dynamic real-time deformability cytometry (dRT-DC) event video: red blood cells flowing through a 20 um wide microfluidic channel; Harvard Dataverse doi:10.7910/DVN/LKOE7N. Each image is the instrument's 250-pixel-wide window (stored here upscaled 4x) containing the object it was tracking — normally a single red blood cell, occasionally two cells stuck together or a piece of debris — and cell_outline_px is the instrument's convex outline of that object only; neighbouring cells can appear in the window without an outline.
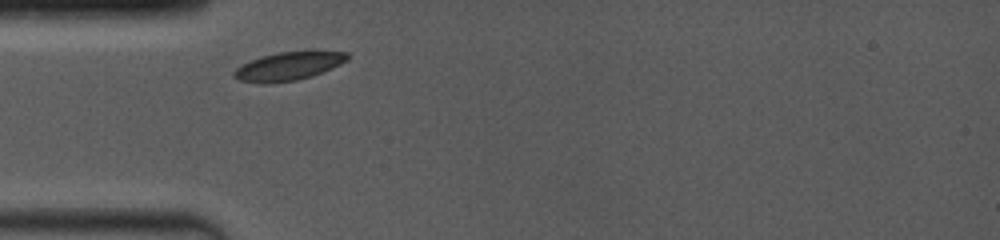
{"species": "common noctule bat (a hibernating species)", "species_latin": "Nyctalus noctula", "temperature_condition": "room temperature", "stored_images_in_passage": 2, "camera_frame_rate_fps": 4000, "um_per_image_px": 0.085, "animal": {"sex": "female", "body_mass_g": 19.0, "forearm_length_mm": 53.3}, "frame": {"image": 1, "passage_image": 1, "time_ms": 0.0, "image_size_px": [1000, 240], "cell_outline_px": [[348, 60], [332, 68], [312, 76], [296, 80], [264, 84], [240, 80], [232, 76], [232, 72], [240, 64], [264, 56], [280, 52], [312, 48], [348, 52]], "centroid_in_image_um": [24.58, 5.58], "position_along_channel_um": 60.4, "area_um2": 19.36}}
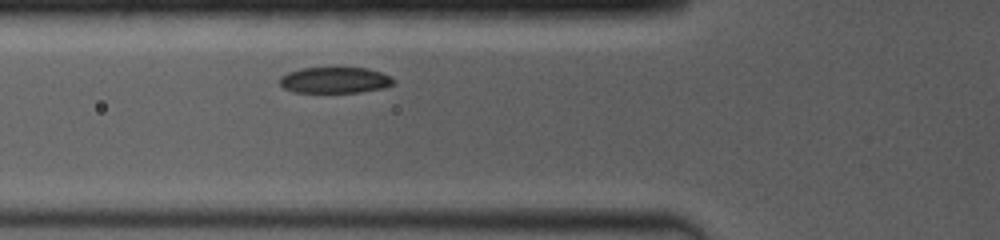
{"frame": {"image": 2, "passage_image": 2, "time_ms": 1.0, "image_size_px": [1000, 240], "cell_outline_px": [[396, 84], [384, 88], [360, 92], [292, 92], [284, 88], [280, 84], [280, 76], [288, 72], [300, 68], [368, 68], [380, 72], [396, 80]], "centroid_in_image_um": [28.47, 6.81], "position_along_channel_um": 97.3, "area_um2": 17.34}}